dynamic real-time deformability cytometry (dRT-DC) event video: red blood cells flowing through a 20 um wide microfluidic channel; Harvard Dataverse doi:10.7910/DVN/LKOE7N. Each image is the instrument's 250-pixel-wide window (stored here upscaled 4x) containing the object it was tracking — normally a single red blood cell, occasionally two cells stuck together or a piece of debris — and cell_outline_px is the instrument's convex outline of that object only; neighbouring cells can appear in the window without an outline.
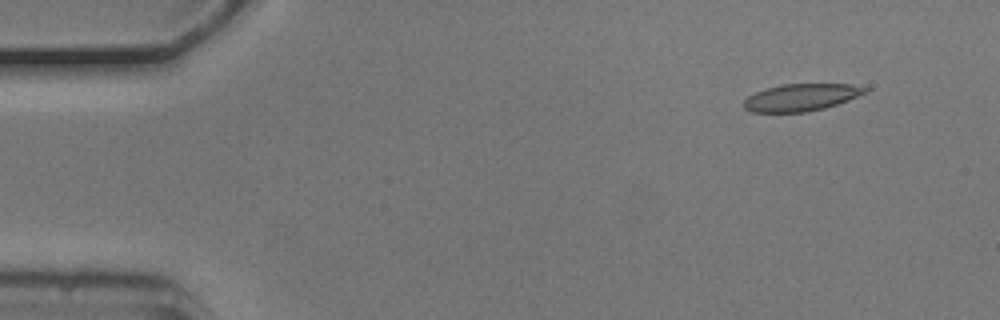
{"species": "common noctule bat (a hibernating species)", "species_latin": "Nyctalus noctula", "temperature_condition": "cold", "stored_images_in_passage": 5, "camera_frame_rate_fps": 3000, "um_per_image_px": 0.085, "animal": {"sex": "male", "body_mass_g": 20.5, "forearm_length_mm": 52.5}, "frame": {"image": 1, "passage_image": 2, "time_ms": 0.333, "image_size_px": [1000, 320], "cell_outline_px": [[872, 88], [868, 92], [848, 100], [824, 108], [808, 112], [752, 112], [744, 108], [744, 100], [748, 96], [756, 92], [780, 84], [852, 84]], "centroid_in_image_um": [68.14, 8.27], "position_along_channel_um": 16.9, "area_um2": 19.25}}
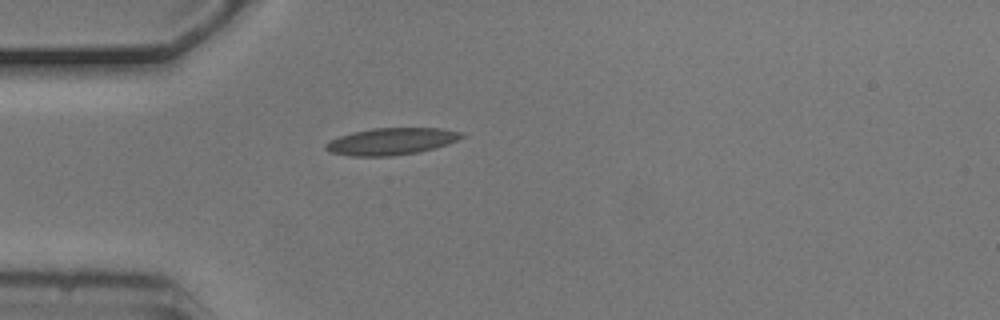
{"frame": {"image": 2, "passage_image": 5, "time_ms": 1.333, "image_size_px": [1000, 320], "cell_outline_px": [[464, 136], [448, 144], [436, 148], [420, 152], [392, 156], [348, 156], [328, 152], [324, 148], [324, 144], [328, 140], [352, 132], [372, 128], [440, 128], [460, 132]], "centroid_in_image_um": [33.2, 12.03], "position_along_channel_um": 51.8, "area_um2": 21.5}}